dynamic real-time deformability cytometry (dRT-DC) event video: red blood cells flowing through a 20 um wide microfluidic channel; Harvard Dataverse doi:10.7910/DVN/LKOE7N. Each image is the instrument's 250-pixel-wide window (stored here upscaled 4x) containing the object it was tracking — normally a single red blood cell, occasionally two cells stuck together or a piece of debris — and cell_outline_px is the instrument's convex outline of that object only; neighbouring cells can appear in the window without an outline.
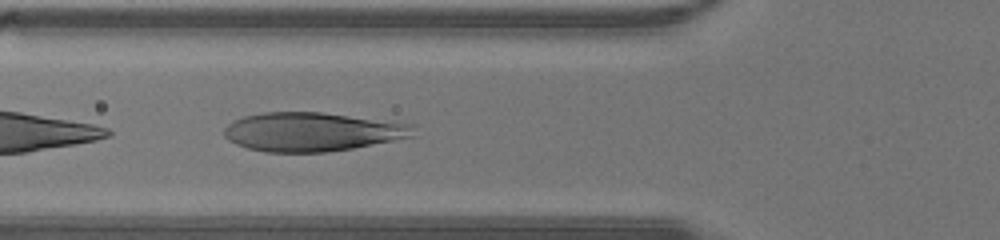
{"species": "human", "species_latin": "Homo sapiens", "temperature_condition": "warm", "stored_images_in_passage": 30, "camera_frame_rate_fps": 3000, "um_per_image_px": 0.085, "donor": {"sex": "male"}, "frame": {"image": 1, "passage_image": 6, "time_ms": 1.667, "image_size_px": [1000, 240], "cell_outline_px": [[416, 136], [352, 148], [328, 152], [264, 152], [248, 148], [236, 144], [228, 140], [224, 136], [224, 128], [228, 124], [244, 116], [264, 112], [324, 112], [416, 124]], "centroid_in_image_um": [26.59, 11.2], "position_along_channel_um": 99.2, "area_um2": 43.18}}
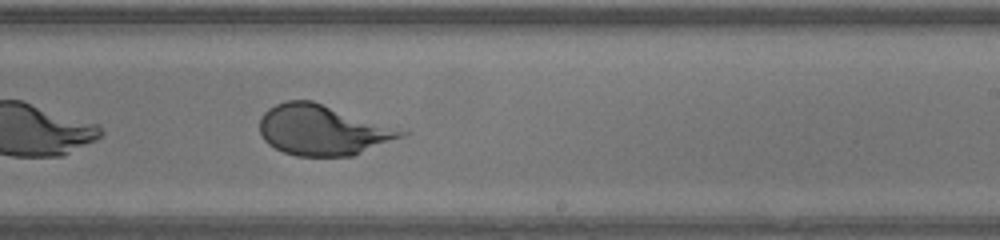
{"frame": {"image": 2, "passage_image": 16, "time_ms": 5.0, "image_size_px": [1000, 240], "cell_outline_px": [[408, 132], [404, 136], [352, 156], [296, 156], [284, 152], [268, 144], [264, 140], [260, 132], [260, 116], [268, 108], [276, 104], [288, 100], [312, 100]], "centroid_in_image_um": [27.36, 11.05], "position_along_channel_um": 261.6, "area_um2": 41.1}}
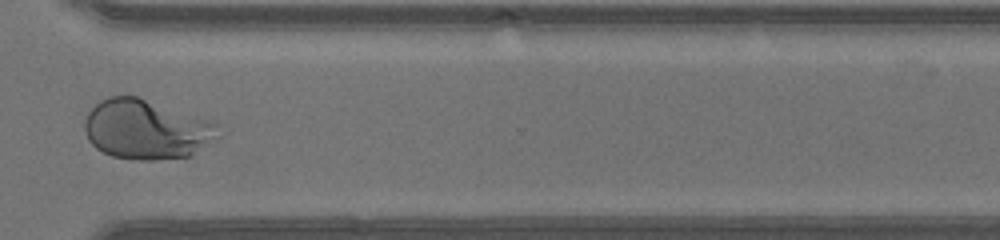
{"frame": {"image": 3, "passage_image": 22, "time_ms": 7.0, "image_size_px": [1000, 240], "cell_outline_px": [[220, 136], [188, 156], [152, 160], [136, 160], [112, 156], [96, 148], [88, 140], [84, 128], [84, 120], [88, 112], [100, 100], [108, 96], [136, 96], [220, 124]], "centroid_in_image_um": [12.41, 11.0], "position_along_channel_um": 358.2, "area_um2": 46.12}}